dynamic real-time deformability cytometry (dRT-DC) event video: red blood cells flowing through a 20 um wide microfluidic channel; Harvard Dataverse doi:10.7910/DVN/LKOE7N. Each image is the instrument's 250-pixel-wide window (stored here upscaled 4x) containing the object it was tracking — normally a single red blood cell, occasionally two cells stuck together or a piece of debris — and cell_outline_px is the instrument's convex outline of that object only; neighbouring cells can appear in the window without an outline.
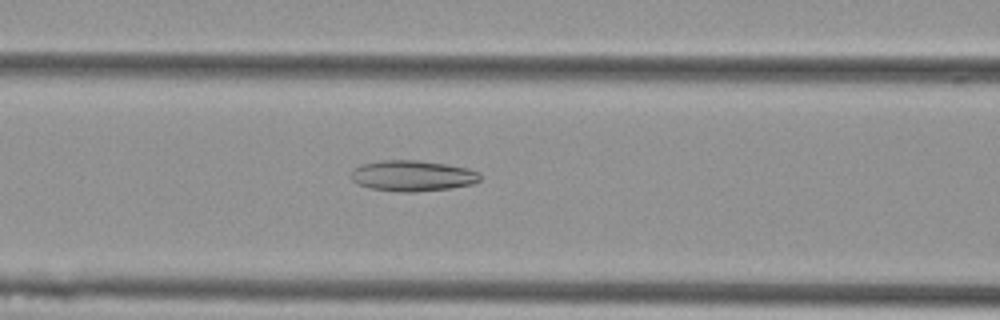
{"species": "Egyptian fruit bat (a non-hibernating species)", "species_latin": "Rousettus aegyptiacus", "temperature_condition": "cold", "stored_images_in_passage": 41, "camera_frame_rate_fps": 3000, "um_per_image_px": 0.085, "animal": {"sex": "female"}, "frame": {"image": 1, "passage_image": 10, "time_ms": 3.0, "image_size_px": [1000, 320], "cell_outline_px": [[480, 180], [472, 184], [452, 188], [416, 192], [400, 192], [368, 188], [356, 184], [352, 180], [352, 168], [360, 164], [380, 160], [416, 160], [444, 164], [468, 168], [480, 172]], "centroid_in_image_um": [35.03, 14.94], "position_along_channel_um": 131.6, "area_um2": 23.41}}
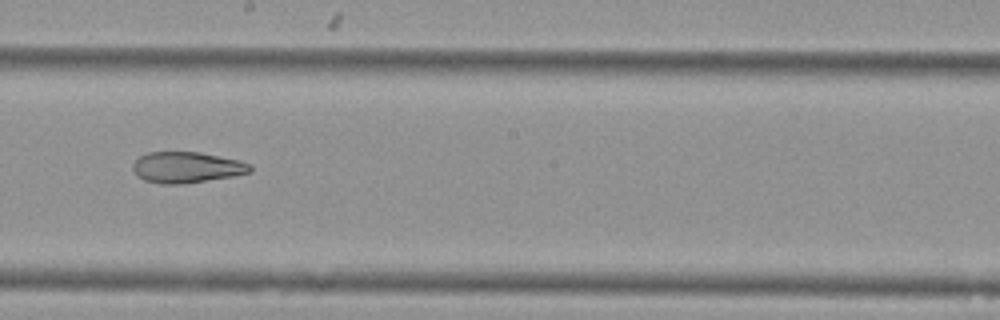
{"frame": {"image": 2, "passage_image": 18, "time_ms": 5.667, "image_size_px": [1000, 320], "cell_outline_px": [[252, 172], [232, 176], [184, 184], [160, 184], [144, 180], [136, 176], [132, 168], [132, 164], [140, 156], [148, 152], [200, 152], [240, 160], [252, 164]], "centroid_in_image_um": [15.87, 14.23], "position_along_channel_um": 232.3, "area_um2": 21.39}}
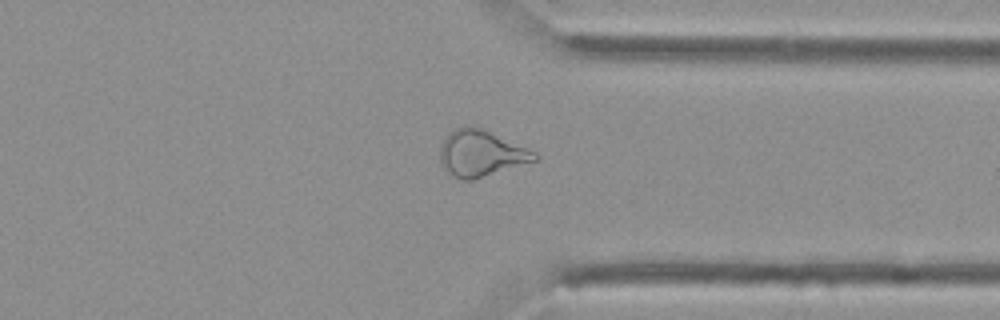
{"frame": {"image": 3, "passage_image": 29, "time_ms": 9.333, "image_size_px": [1000, 320], "cell_outline_px": [[540, 156], [536, 160], [472, 180], [460, 180], [452, 176], [440, 164], [440, 148], [448, 132], [456, 128], [484, 128], [536, 152]], "centroid_in_image_um": [40.88, 13.05], "position_along_channel_um": 370.5, "area_um2": 25.26}, "authors_computed_cell_mechanics": {"area_um2": 23.987, "velocity_mm_per_s": 3.7974, "shape_relaxation_time_tau1_ms": null, "shape_relaxation_time_tau2_ms": 5.1477, "deformation_change_tau1": null, "deformation_change_tau2": 0.15}}